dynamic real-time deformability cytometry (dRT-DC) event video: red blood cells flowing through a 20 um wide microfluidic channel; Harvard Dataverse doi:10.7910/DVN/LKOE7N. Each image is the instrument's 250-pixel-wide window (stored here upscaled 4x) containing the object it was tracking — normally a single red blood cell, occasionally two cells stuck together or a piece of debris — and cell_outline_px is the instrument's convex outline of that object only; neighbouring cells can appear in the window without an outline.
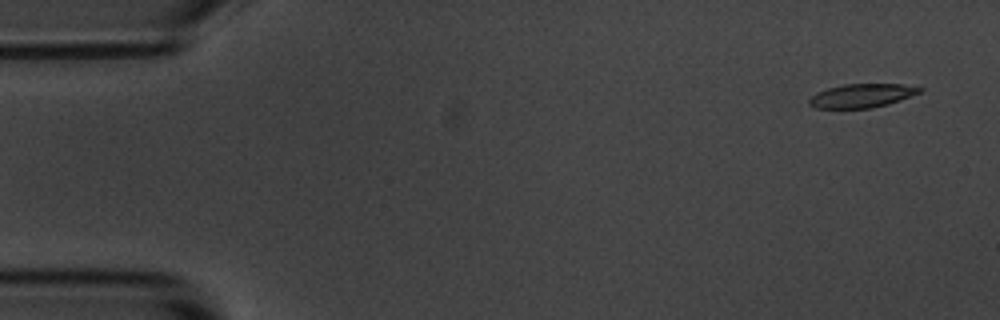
{"species": "common noctule bat (a hibernating species)", "species_latin": "Nyctalus noctula", "temperature_condition": "room temperature", "stored_images_in_passage": 6, "camera_frame_rate_fps": 3000, "um_per_image_px": 0.085, "animal": {"sex": "male", "body_mass_g": 20.1, "forearm_length_mm": 53.5}, "frame": {"image": 1, "passage_image": 1, "time_ms": 0.0, "image_size_px": [1000, 320], "cell_outline_px": [[924, 88], [920, 92], [888, 104], [872, 108], [816, 108], [808, 104], [808, 100], [816, 92], [828, 88], [844, 84], [904, 84]], "centroid_in_image_um": [73.23, 8.13], "position_along_channel_um": 11.8, "area_um2": 15.2}}
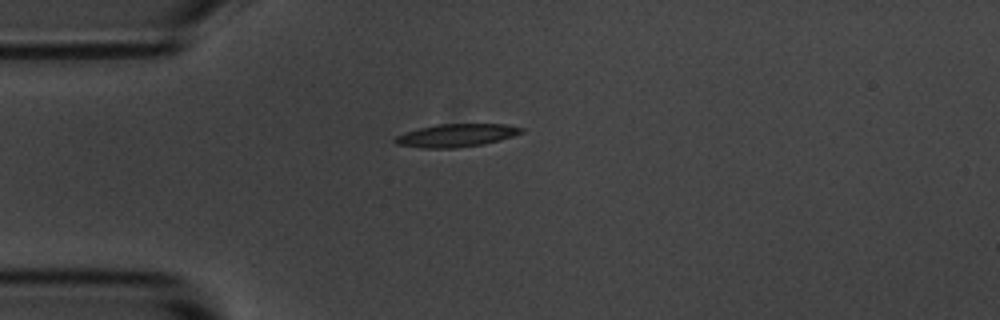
{"frame": {"image": 2, "passage_image": 4, "time_ms": 3.667, "image_size_px": [1000, 320], "cell_outline_px": [[524, 132], [500, 140], [484, 144], [456, 148], [420, 148], [396, 144], [392, 140], [396, 136], [420, 128], [436, 124], [504, 124], [524, 128]], "centroid_in_image_um": [38.79, 11.51], "position_along_channel_um": 46.2, "area_um2": 16.88}}